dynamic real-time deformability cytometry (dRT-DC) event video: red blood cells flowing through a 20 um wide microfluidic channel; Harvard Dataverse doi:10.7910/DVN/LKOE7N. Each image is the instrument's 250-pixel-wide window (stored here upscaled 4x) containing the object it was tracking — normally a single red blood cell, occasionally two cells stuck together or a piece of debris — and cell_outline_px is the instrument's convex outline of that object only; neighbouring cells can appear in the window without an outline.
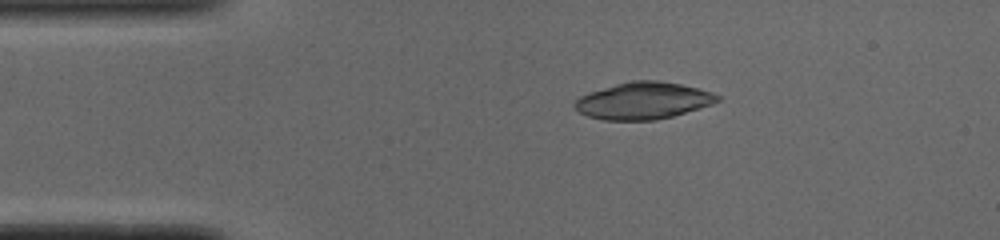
{"species": "common noctule bat (a hibernating species)", "species_latin": "Nyctalus noctula", "temperature_condition": "cold", "stored_images_in_passage": 46, "camera_frame_rate_fps": 3000, "um_per_image_px": 0.085, "animal": {"sex": "male", "body_mass_g": 19.0, "forearm_length_mm": 50.8}, "frame": {"image": 1, "passage_image": 5, "time_ms": 1.333, "image_size_px": [1000, 240], "cell_outline_px": [[720, 100], [712, 104], [700, 108], [672, 116], [656, 120], [604, 120], [588, 116], [580, 112], [572, 104], [580, 96], [616, 84], [632, 80], [660, 80], [680, 84], [712, 92], [720, 96]], "centroid_in_image_um": [54.69, 8.56], "position_along_channel_um": 30.3, "area_um2": 30.46}}